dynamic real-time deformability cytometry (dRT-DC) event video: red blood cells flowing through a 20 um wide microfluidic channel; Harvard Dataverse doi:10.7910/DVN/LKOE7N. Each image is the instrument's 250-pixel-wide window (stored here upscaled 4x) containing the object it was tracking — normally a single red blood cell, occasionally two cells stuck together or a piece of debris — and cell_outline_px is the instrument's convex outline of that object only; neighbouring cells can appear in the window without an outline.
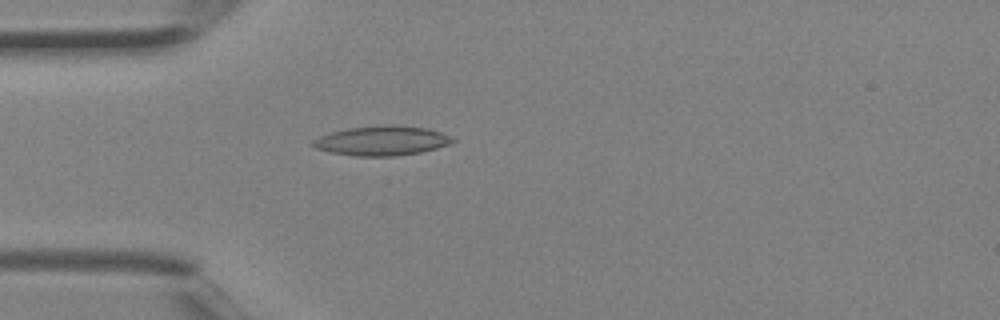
{"species": "Egyptian fruit bat (a non-hibernating species)", "species_latin": "Rousettus aegyptiacus", "temperature_condition": "room temperature", "stored_images_in_passage": 1, "camera_frame_rate_fps": 3000, "um_per_image_px": 0.085, "animal": {"sex": "female"}, "frame": {"image": 1, "passage_image": 1, "time_ms": 0.0, "image_size_px": [1000, 320], "cell_outline_px": [[456, 140], [452, 144], [420, 152], [392, 156], [352, 156], [332, 152], [316, 148], [312, 144], [312, 140], [320, 136], [332, 132], [348, 128], [388, 124], [392, 124], [428, 128], [452, 136]], "centroid_in_image_um": [32.5, 11.95], "position_along_channel_um": 52.5, "area_um2": 24.1}}